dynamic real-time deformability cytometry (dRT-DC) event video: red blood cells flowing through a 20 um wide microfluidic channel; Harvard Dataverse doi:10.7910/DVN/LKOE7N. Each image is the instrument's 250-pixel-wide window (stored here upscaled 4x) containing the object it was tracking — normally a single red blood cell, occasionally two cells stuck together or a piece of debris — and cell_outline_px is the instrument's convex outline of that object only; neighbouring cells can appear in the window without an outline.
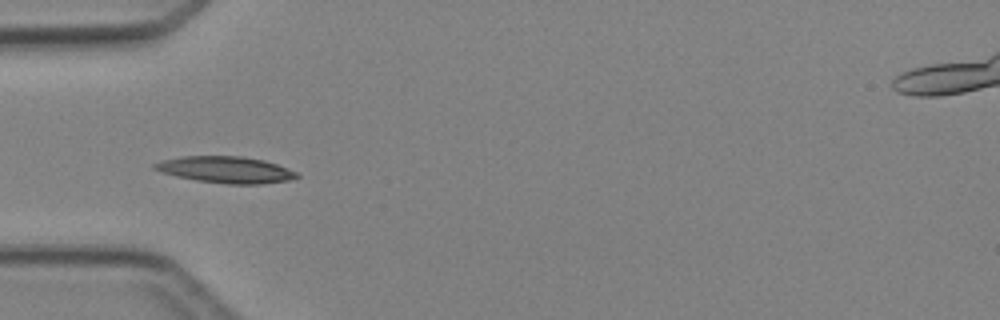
{"species": "Egyptian fruit bat (a non-hibernating species)", "species_latin": "Rousettus aegyptiacus", "temperature_condition": "cold", "stored_images_in_passage": 3, "camera_frame_rate_fps": 3000, "um_per_image_px": 0.085, "animal": {"sex": "female"}, "frame": {"image": 1, "passage_image": 3, "time_ms": 3.0, "image_size_px": [1000, 320], "cell_outline_px": [[300, 176], [288, 180], [260, 184], [228, 184], [196, 180], [176, 176], [152, 168], [152, 164], [164, 160], [184, 156], [240, 156], [264, 160], [288, 168], [296, 172]], "centroid_in_image_um": [19.2, 14.42], "position_along_channel_um": 65.8, "area_um2": 21.73}}